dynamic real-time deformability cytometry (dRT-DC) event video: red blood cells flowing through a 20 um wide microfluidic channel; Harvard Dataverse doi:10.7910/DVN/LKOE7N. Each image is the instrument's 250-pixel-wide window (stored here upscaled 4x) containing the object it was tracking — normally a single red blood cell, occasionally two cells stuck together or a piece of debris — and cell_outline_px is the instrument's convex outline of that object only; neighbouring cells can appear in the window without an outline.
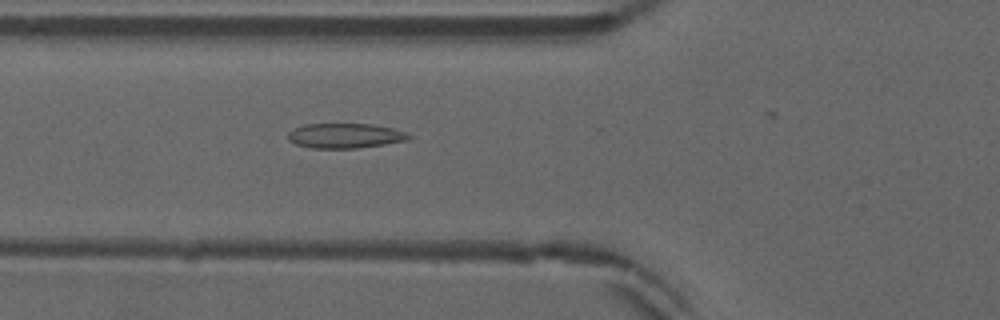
{"species": "common noctule bat (a hibernating species)", "species_latin": "Nyctalus noctula", "temperature_condition": "warm", "stored_images_in_passage": 25, "camera_frame_rate_fps": 3000, "um_per_image_px": 0.085, "animal": {"sex": "male", "forearm_length_mm": 52.5}, "frame": {"image": 1, "passage_image": 21, "time_ms": 6.667, "image_size_px": [1000, 320], "cell_outline_px": [[412, 136], [408, 140], [384, 144], [356, 148], [308, 148], [296, 144], [288, 140], [288, 132], [292, 128], [304, 124], [372, 124], [392, 128], [404, 132]], "centroid_in_image_um": [29.28, 11.53], "position_along_channel_um": 96.5, "area_um2": 17.51}}
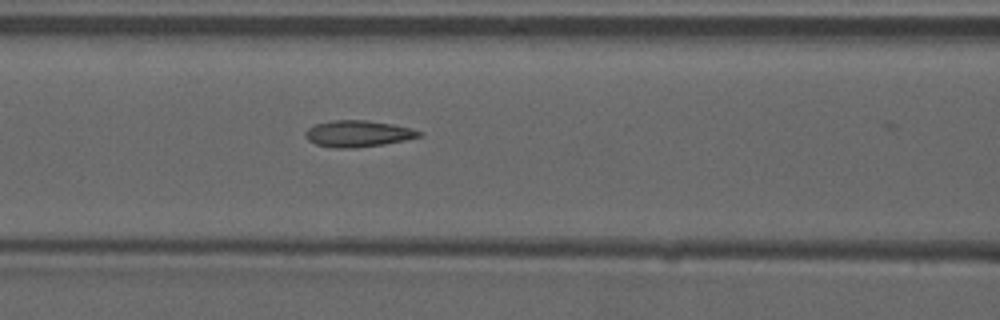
{"frame": {"image": 2, "passage_image": 24, "time_ms": 7.667, "image_size_px": [1000, 320], "cell_outline_px": [[424, 136], [384, 144], [356, 148], [332, 148], [316, 144], [308, 140], [304, 132], [308, 128], [316, 124], [332, 120], [368, 120], [392, 124], [412, 128], [424, 132]], "centroid_in_image_um": [30.46, 11.36], "position_along_channel_um": 136.1, "area_um2": 17.69}}